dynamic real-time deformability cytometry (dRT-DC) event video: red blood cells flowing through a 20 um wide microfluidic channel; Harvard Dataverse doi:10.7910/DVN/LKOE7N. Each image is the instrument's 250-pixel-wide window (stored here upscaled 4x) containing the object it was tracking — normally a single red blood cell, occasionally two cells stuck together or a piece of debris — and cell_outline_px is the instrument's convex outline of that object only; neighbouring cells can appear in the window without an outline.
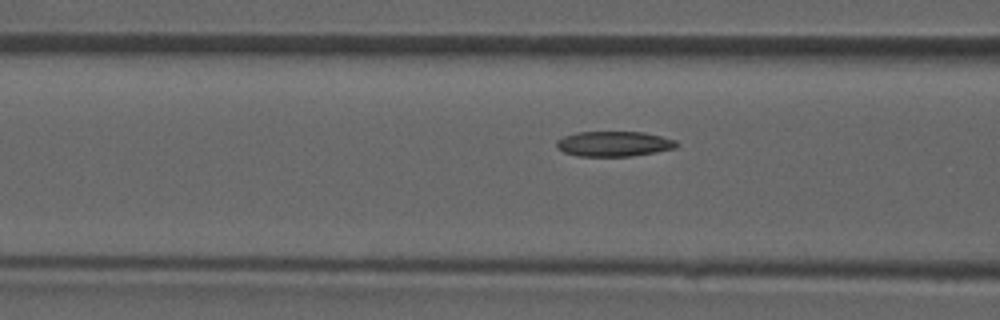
{"species": "common noctule bat (a hibernating species)", "species_latin": "Nyctalus noctula", "temperature_condition": "room temperature", "stored_images_in_passage": 38, "camera_frame_rate_fps": 3000, "um_per_image_px": 0.085, "animal": {"sex": "male", "forearm_length_mm": 52.5}, "frame": {"image": 1, "passage_image": 17, "time_ms": 5.333, "image_size_px": [1000, 320], "cell_outline_px": [[680, 144], [676, 148], [656, 152], [632, 156], [576, 156], [564, 152], [556, 148], [556, 140], [564, 136], [576, 132], [644, 132], [676, 140]], "centroid_in_image_um": [52.18, 12.23], "position_along_channel_um": 114.4, "area_um2": 17.74}}